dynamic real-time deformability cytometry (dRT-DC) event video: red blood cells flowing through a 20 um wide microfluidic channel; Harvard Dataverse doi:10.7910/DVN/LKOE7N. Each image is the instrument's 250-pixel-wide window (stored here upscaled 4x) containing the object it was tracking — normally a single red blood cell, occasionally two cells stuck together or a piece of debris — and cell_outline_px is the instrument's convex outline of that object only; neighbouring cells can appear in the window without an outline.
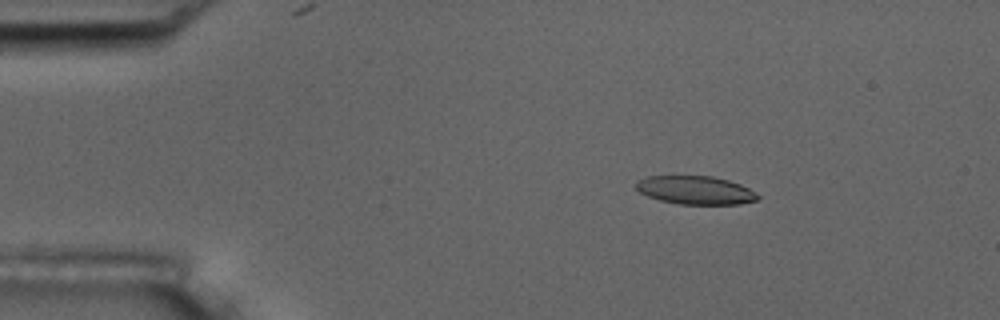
{"species": "common noctule bat (a hibernating species)", "species_latin": "Nyctalus noctula", "temperature_condition": "room temperature", "stored_images_in_passage": 4, "camera_frame_rate_fps": 3000, "um_per_image_px": 0.085, "animal": {"sex": "male", "body_mass_g": 17.5, "forearm_length_mm": 52.3}, "frame": {"image": 1, "passage_image": 2, "time_ms": 1.333, "image_size_px": [1000, 320], "cell_outline_px": [[760, 196], [756, 200], [740, 204], [676, 204], [660, 200], [648, 196], [640, 192], [636, 188], [636, 180], [648, 176], [712, 176], [728, 180], [740, 184], [756, 192]], "centroid_in_image_um": [59.11, 16.16], "position_along_channel_um": 25.9, "area_um2": 20.11}}